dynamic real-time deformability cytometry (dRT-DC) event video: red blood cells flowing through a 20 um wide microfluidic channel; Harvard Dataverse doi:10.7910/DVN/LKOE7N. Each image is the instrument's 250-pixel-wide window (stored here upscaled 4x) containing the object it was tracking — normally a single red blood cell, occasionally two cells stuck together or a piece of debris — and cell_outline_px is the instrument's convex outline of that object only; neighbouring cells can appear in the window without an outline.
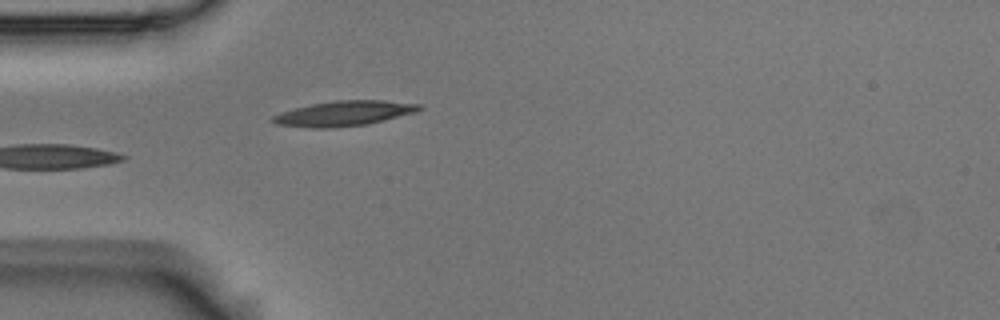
{"species": "Egyptian fruit bat (a non-hibernating species)", "species_latin": "Rousettus aegyptiacus", "temperature_condition": "room temperature", "stored_images_in_passage": 4, "camera_frame_rate_fps": 3000, "um_per_image_px": 0.085, "animal": {"sex": "male"}, "frame": {"image": 1, "passage_image": 4, "time_ms": 1.0, "image_size_px": [1000, 320], "cell_outline_px": [[424, 108], [416, 112], [384, 120], [364, 124], [328, 128], [312, 128], [276, 124], [268, 120], [272, 116], [280, 112], [312, 104], [332, 100], [384, 100], [424, 104]], "centroid_in_image_um": [29.25, 9.63], "position_along_channel_um": 55.7, "area_um2": 21.44}}